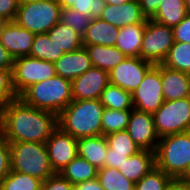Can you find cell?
<instances>
[{"label":"cell","instance_id":"cell-1","mask_svg":"<svg viewBox=\"0 0 190 190\" xmlns=\"http://www.w3.org/2000/svg\"><path fill=\"white\" fill-rule=\"evenodd\" d=\"M57 127L56 114L27 105L19 97L2 106L0 131L8 142L45 144Z\"/></svg>","mask_w":190,"mask_h":190},{"label":"cell","instance_id":"cell-2","mask_svg":"<svg viewBox=\"0 0 190 190\" xmlns=\"http://www.w3.org/2000/svg\"><path fill=\"white\" fill-rule=\"evenodd\" d=\"M103 112L99 99L73 100L57 115L58 127L76 139L102 135Z\"/></svg>","mask_w":190,"mask_h":190},{"label":"cell","instance_id":"cell-3","mask_svg":"<svg viewBox=\"0 0 190 190\" xmlns=\"http://www.w3.org/2000/svg\"><path fill=\"white\" fill-rule=\"evenodd\" d=\"M24 103L58 115L72 101L71 80L55 76L32 84L19 96Z\"/></svg>","mask_w":190,"mask_h":190},{"label":"cell","instance_id":"cell-4","mask_svg":"<svg viewBox=\"0 0 190 190\" xmlns=\"http://www.w3.org/2000/svg\"><path fill=\"white\" fill-rule=\"evenodd\" d=\"M12 171L28 174L42 182L54 174L43 143L9 142Z\"/></svg>","mask_w":190,"mask_h":190},{"label":"cell","instance_id":"cell-5","mask_svg":"<svg viewBox=\"0 0 190 190\" xmlns=\"http://www.w3.org/2000/svg\"><path fill=\"white\" fill-rule=\"evenodd\" d=\"M156 166L171 178L179 179L190 163V136L187 132L161 137L155 151Z\"/></svg>","mask_w":190,"mask_h":190},{"label":"cell","instance_id":"cell-6","mask_svg":"<svg viewBox=\"0 0 190 190\" xmlns=\"http://www.w3.org/2000/svg\"><path fill=\"white\" fill-rule=\"evenodd\" d=\"M57 0H36L19 4L14 21L34 34L47 33L60 20Z\"/></svg>","mask_w":190,"mask_h":190},{"label":"cell","instance_id":"cell-7","mask_svg":"<svg viewBox=\"0 0 190 190\" xmlns=\"http://www.w3.org/2000/svg\"><path fill=\"white\" fill-rule=\"evenodd\" d=\"M154 124L158 136L187 132L190 128V97L164 101L153 113Z\"/></svg>","mask_w":190,"mask_h":190},{"label":"cell","instance_id":"cell-8","mask_svg":"<svg viewBox=\"0 0 190 190\" xmlns=\"http://www.w3.org/2000/svg\"><path fill=\"white\" fill-rule=\"evenodd\" d=\"M173 44V29L148 19L142 40L140 58L153 65L162 64Z\"/></svg>","mask_w":190,"mask_h":190},{"label":"cell","instance_id":"cell-9","mask_svg":"<svg viewBox=\"0 0 190 190\" xmlns=\"http://www.w3.org/2000/svg\"><path fill=\"white\" fill-rule=\"evenodd\" d=\"M55 76L56 70L53 62L37 59L29 55L14 59L12 84L17 96L32 84Z\"/></svg>","mask_w":190,"mask_h":190},{"label":"cell","instance_id":"cell-10","mask_svg":"<svg viewBox=\"0 0 190 190\" xmlns=\"http://www.w3.org/2000/svg\"><path fill=\"white\" fill-rule=\"evenodd\" d=\"M133 108L142 112L154 113L164 102L160 64L153 65L143 81L131 94Z\"/></svg>","mask_w":190,"mask_h":190},{"label":"cell","instance_id":"cell-11","mask_svg":"<svg viewBox=\"0 0 190 190\" xmlns=\"http://www.w3.org/2000/svg\"><path fill=\"white\" fill-rule=\"evenodd\" d=\"M152 66V63L140 57H126L124 61L108 73L109 83L119 86L132 94Z\"/></svg>","mask_w":190,"mask_h":190},{"label":"cell","instance_id":"cell-12","mask_svg":"<svg viewBox=\"0 0 190 190\" xmlns=\"http://www.w3.org/2000/svg\"><path fill=\"white\" fill-rule=\"evenodd\" d=\"M45 146L54 173H60L78 155L77 139L59 127L53 131Z\"/></svg>","mask_w":190,"mask_h":190},{"label":"cell","instance_id":"cell-13","mask_svg":"<svg viewBox=\"0 0 190 190\" xmlns=\"http://www.w3.org/2000/svg\"><path fill=\"white\" fill-rule=\"evenodd\" d=\"M126 131L142 150L156 151L160 137L156 132L152 113L133 108Z\"/></svg>","mask_w":190,"mask_h":190},{"label":"cell","instance_id":"cell-14","mask_svg":"<svg viewBox=\"0 0 190 190\" xmlns=\"http://www.w3.org/2000/svg\"><path fill=\"white\" fill-rule=\"evenodd\" d=\"M34 36L15 21L0 24V43L14 59L30 55Z\"/></svg>","mask_w":190,"mask_h":190},{"label":"cell","instance_id":"cell-15","mask_svg":"<svg viewBox=\"0 0 190 190\" xmlns=\"http://www.w3.org/2000/svg\"><path fill=\"white\" fill-rule=\"evenodd\" d=\"M71 83L73 100L99 99L109 84V75L107 71L92 66L85 73L73 79Z\"/></svg>","mask_w":190,"mask_h":190},{"label":"cell","instance_id":"cell-16","mask_svg":"<svg viewBox=\"0 0 190 190\" xmlns=\"http://www.w3.org/2000/svg\"><path fill=\"white\" fill-rule=\"evenodd\" d=\"M100 18L119 28L148 20L142 13L139 0H130L119 6L107 4Z\"/></svg>","mask_w":190,"mask_h":190},{"label":"cell","instance_id":"cell-17","mask_svg":"<svg viewBox=\"0 0 190 190\" xmlns=\"http://www.w3.org/2000/svg\"><path fill=\"white\" fill-rule=\"evenodd\" d=\"M164 101L190 97V74L160 64Z\"/></svg>","mask_w":190,"mask_h":190},{"label":"cell","instance_id":"cell-18","mask_svg":"<svg viewBox=\"0 0 190 190\" xmlns=\"http://www.w3.org/2000/svg\"><path fill=\"white\" fill-rule=\"evenodd\" d=\"M56 75L73 80L92 67L91 60L84 46L65 53L59 60L54 62Z\"/></svg>","mask_w":190,"mask_h":190},{"label":"cell","instance_id":"cell-19","mask_svg":"<svg viewBox=\"0 0 190 190\" xmlns=\"http://www.w3.org/2000/svg\"><path fill=\"white\" fill-rule=\"evenodd\" d=\"M119 29V27L102 20L100 17L92 18L85 35L82 37V44L83 46H115Z\"/></svg>","mask_w":190,"mask_h":190},{"label":"cell","instance_id":"cell-20","mask_svg":"<svg viewBox=\"0 0 190 190\" xmlns=\"http://www.w3.org/2000/svg\"><path fill=\"white\" fill-rule=\"evenodd\" d=\"M147 21L130 24L119 29L115 46L127 57H140Z\"/></svg>","mask_w":190,"mask_h":190},{"label":"cell","instance_id":"cell-21","mask_svg":"<svg viewBox=\"0 0 190 190\" xmlns=\"http://www.w3.org/2000/svg\"><path fill=\"white\" fill-rule=\"evenodd\" d=\"M155 166V152L141 150L137 154L129 156L118 170L136 184Z\"/></svg>","mask_w":190,"mask_h":190},{"label":"cell","instance_id":"cell-22","mask_svg":"<svg viewBox=\"0 0 190 190\" xmlns=\"http://www.w3.org/2000/svg\"><path fill=\"white\" fill-rule=\"evenodd\" d=\"M108 143L104 135L90 136L77 139L78 156L89 161L96 168L104 167Z\"/></svg>","mask_w":190,"mask_h":190},{"label":"cell","instance_id":"cell-23","mask_svg":"<svg viewBox=\"0 0 190 190\" xmlns=\"http://www.w3.org/2000/svg\"><path fill=\"white\" fill-rule=\"evenodd\" d=\"M84 47L92 66L108 73L127 57L116 46L87 45Z\"/></svg>","mask_w":190,"mask_h":190},{"label":"cell","instance_id":"cell-24","mask_svg":"<svg viewBox=\"0 0 190 190\" xmlns=\"http://www.w3.org/2000/svg\"><path fill=\"white\" fill-rule=\"evenodd\" d=\"M187 14L185 0H162L160 7L151 19L173 28L178 25Z\"/></svg>","mask_w":190,"mask_h":190},{"label":"cell","instance_id":"cell-25","mask_svg":"<svg viewBox=\"0 0 190 190\" xmlns=\"http://www.w3.org/2000/svg\"><path fill=\"white\" fill-rule=\"evenodd\" d=\"M47 34L64 53L75 51L83 46L82 37L74 29L60 22L54 25Z\"/></svg>","mask_w":190,"mask_h":190},{"label":"cell","instance_id":"cell-26","mask_svg":"<svg viewBox=\"0 0 190 190\" xmlns=\"http://www.w3.org/2000/svg\"><path fill=\"white\" fill-rule=\"evenodd\" d=\"M98 168L80 156H76L60 174L73 185L97 178Z\"/></svg>","mask_w":190,"mask_h":190},{"label":"cell","instance_id":"cell-27","mask_svg":"<svg viewBox=\"0 0 190 190\" xmlns=\"http://www.w3.org/2000/svg\"><path fill=\"white\" fill-rule=\"evenodd\" d=\"M100 103L107 109L132 110V95L119 86L108 84L100 95Z\"/></svg>","mask_w":190,"mask_h":190},{"label":"cell","instance_id":"cell-28","mask_svg":"<svg viewBox=\"0 0 190 190\" xmlns=\"http://www.w3.org/2000/svg\"><path fill=\"white\" fill-rule=\"evenodd\" d=\"M64 54L65 53L51 41L47 33L35 34L29 56L54 63Z\"/></svg>","mask_w":190,"mask_h":190},{"label":"cell","instance_id":"cell-29","mask_svg":"<svg viewBox=\"0 0 190 190\" xmlns=\"http://www.w3.org/2000/svg\"><path fill=\"white\" fill-rule=\"evenodd\" d=\"M97 180L105 190H135V183L116 168L104 166L98 169Z\"/></svg>","mask_w":190,"mask_h":190},{"label":"cell","instance_id":"cell-30","mask_svg":"<svg viewBox=\"0 0 190 190\" xmlns=\"http://www.w3.org/2000/svg\"><path fill=\"white\" fill-rule=\"evenodd\" d=\"M162 64L168 68L190 74V44L174 42Z\"/></svg>","mask_w":190,"mask_h":190},{"label":"cell","instance_id":"cell-31","mask_svg":"<svg viewBox=\"0 0 190 190\" xmlns=\"http://www.w3.org/2000/svg\"><path fill=\"white\" fill-rule=\"evenodd\" d=\"M41 184L38 178L10 170L0 181V190H41Z\"/></svg>","mask_w":190,"mask_h":190},{"label":"cell","instance_id":"cell-32","mask_svg":"<svg viewBox=\"0 0 190 190\" xmlns=\"http://www.w3.org/2000/svg\"><path fill=\"white\" fill-rule=\"evenodd\" d=\"M131 110H114L104 108L102 116V135L126 130Z\"/></svg>","mask_w":190,"mask_h":190},{"label":"cell","instance_id":"cell-33","mask_svg":"<svg viewBox=\"0 0 190 190\" xmlns=\"http://www.w3.org/2000/svg\"><path fill=\"white\" fill-rule=\"evenodd\" d=\"M111 153L125 154L127 157L137 154L142 149L132 140L126 130L105 136Z\"/></svg>","mask_w":190,"mask_h":190},{"label":"cell","instance_id":"cell-34","mask_svg":"<svg viewBox=\"0 0 190 190\" xmlns=\"http://www.w3.org/2000/svg\"><path fill=\"white\" fill-rule=\"evenodd\" d=\"M171 179L163 170L155 166L135 184V190H165Z\"/></svg>","mask_w":190,"mask_h":190},{"label":"cell","instance_id":"cell-35","mask_svg":"<svg viewBox=\"0 0 190 190\" xmlns=\"http://www.w3.org/2000/svg\"><path fill=\"white\" fill-rule=\"evenodd\" d=\"M91 19L92 17L88 14H83L70 8H62L59 22L68 25L74 29L79 36L83 37L90 25Z\"/></svg>","mask_w":190,"mask_h":190},{"label":"cell","instance_id":"cell-36","mask_svg":"<svg viewBox=\"0 0 190 190\" xmlns=\"http://www.w3.org/2000/svg\"><path fill=\"white\" fill-rule=\"evenodd\" d=\"M106 5L105 0H76L70 9L88 14L92 18H99Z\"/></svg>","mask_w":190,"mask_h":190},{"label":"cell","instance_id":"cell-37","mask_svg":"<svg viewBox=\"0 0 190 190\" xmlns=\"http://www.w3.org/2000/svg\"><path fill=\"white\" fill-rule=\"evenodd\" d=\"M18 98L12 84V70L0 69V105Z\"/></svg>","mask_w":190,"mask_h":190},{"label":"cell","instance_id":"cell-38","mask_svg":"<svg viewBox=\"0 0 190 190\" xmlns=\"http://www.w3.org/2000/svg\"><path fill=\"white\" fill-rule=\"evenodd\" d=\"M41 190H74V185L60 173H54L42 182Z\"/></svg>","mask_w":190,"mask_h":190},{"label":"cell","instance_id":"cell-39","mask_svg":"<svg viewBox=\"0 0 190 190\" xmlns=\"http://www.w3.org/2000/svg\"><path fill=\"white\" fill-rule=\"evenodd\" d=\"M10 170V145L0 131V181L9 174Z\"/></svg>","mask_w":190,"mask_h":190},{"label":"cell","instance_id":"cell-40","mask_svg":"<svg viewBox=\"0 0 190 190\" xmlns=\"http://www.w3.org/2000/svg\"><path fill=\"white\" fill-rule=\"evenodd\" d=\"M173 29L174 42L189 43L190 44V14Z\"/></svg>","mask_w":190,"mask_h":190},{"label":"cell","instance_id":"cell-41","mask_svg":"<svg viewBox=\"0 0 190 190\" xmlns=\"http://www.w3.org/2000/svg\"><path fill=\"white\" fill-rule=\"evenodd\" d=\"M18 8V0H0V21H14Z\"/></svg>","mask_w":190,"mask_h":190},{"label":"cell","instance_id":"cell-42","mask_svg":"<svg viewBox=\"0 0 190 190\" xmlns=\"http://www.w3.org/2000/svg\"><path fill=\"white\" fill-rule=\"evenodd\" d=\"M127 158L125 154L111 153V148L108 147L107 155L104 158V166L119 169Z\"/></svg>","mask_w":190,"mask_h":190},{"label":"cell","instance_id":"cell-43","mask_svg":"<svg viewBox=\"0 0 190 190\" xmlns=\"http://www.w3.org/2000/svg\"><path fill=\"white\" fill-rule=\"evenodd\" d=\"M161 2L162 0H139L142 13L147 19H151L155 15Z\"/></svg>","mask_w":190,"mask_h":190},{"label":"cell","instance_id":"cell-44","mask_svg":"<svg viewBox=\"0 0 190 190\" xmlns=\"http://www.w3.org/2000/svg\"><path fill=\"white\" fill-rule=\"evenodd\" d=\"M14 58L8 53V51L0 43V69L12 70Z\"/></svg>","mask_w":190,"mask_h":190},{"label":"cell","instance_id":"cell-45","mask_svg":"<svg viewBox=\"0 0 190 190\" xmlns=\"http://www.w3.org/2000/svg\"><path fill=\"white\" fill-rule=\"evenodd\" d=\"M74 190H105L97 178L74 185Z\"/></svg>","mask_w":190,"mask_h":190},{"label":"cell","instance_id":"cell-46","mask_svg":"<svg viewBox=\"0 0 190 190\" xmlns=\"http://www.w3.org/2000/svg\"><path fill=\"white\" fill-rule=\"evenodd\" d=\"M165 190H190V186L181 179L172 178L166 185Z\"/></svg>","mask_w":190,"mask_h":190},{"label":"cell","instance_id":"cell-47","mask_svg":"<svg viewBox=\"0 0 190 190\" xmlns=\"http://www.w3.org/2000/svg\"><path fill=\"white\" fill-rule=\"evenodd\" d=\"M60 4L61 8H70L72 4L76 2V0H57Z\"/></svg>","mask_w":190,"mask_h":190},{"label":"cell","instance_id":"cell-48","mask_svg":"<svg viewBox=\"0 0 190 190\" xmlns=\"http://www.w3.org/2000/svg\"><path fill=\"white\" fill-rule=\"evenodd\" d=\"M179 179L183 180L187 184L190 183V163H189L187 169L185 170V173Z\"/></svg>","mask_w":190,"mask_h":190},{"label":"cell","instance_id":"cell-49","mask_svg":"<svg viewBox=\"0 0 190 190\" xmlns=\"http://www.w3.org/2000/svg\"><path fill=\"white\" fill-rule=\"evenodd\" d=\"M128 1L130 0H105L106 4H113V5H118V6Z\"/></svg>","mask_w":190,"mask_h":190},{"label":"cell","instance_id":"cell-50","mask_svg":"<svg viewBox=\"0 0 190 190\" xmlns=\"http://www.w3.org/2000/svg\"><path fill=\"white\" fill-rule=\"evenodd\" d=\"M185 6L187 13L190 14V0H185Z\"/></svg>","mask_w":190,"mask_h":190},{"label":"cell","instance_id":"cell-51","mask_svg":"<svg viewBox=\"0 0 190 190\" xmlns=\"http://www.w3.org/2000/svg\"><path fill=\"white\" fill-rule=\"evenodd\" d=\"M29 1H36V0H18L19 4L25 3V2H29Z\"/></svg>","mask_w":190,"mask_h":190},{"label":"cell","instance_id":"cell-52","mask_svg":"<svg viewBox=\"0 0 190 190\" xmlns=\"http://www.w3.org/2000/svg\"><path fill=\"white\" fill-rule=\"evenodd\" d=\"M1 110H2V106L0 105V126H1Z\"/></svg>","mask_w":190,"mask_h":190},{"label":"cell","instance_id":"cell-53","mask_svg":"<svg viewBox=\"0 0 190 190\" xmlns=\"http://www.w3.org/2000/svg\"><path fill=\"white\" fill-rule=\"evenodd\" d=\"M188 135L190 136V128L187 130Z\"/></svg>","mask_w":190,"mask_h":190}]
</instances>
